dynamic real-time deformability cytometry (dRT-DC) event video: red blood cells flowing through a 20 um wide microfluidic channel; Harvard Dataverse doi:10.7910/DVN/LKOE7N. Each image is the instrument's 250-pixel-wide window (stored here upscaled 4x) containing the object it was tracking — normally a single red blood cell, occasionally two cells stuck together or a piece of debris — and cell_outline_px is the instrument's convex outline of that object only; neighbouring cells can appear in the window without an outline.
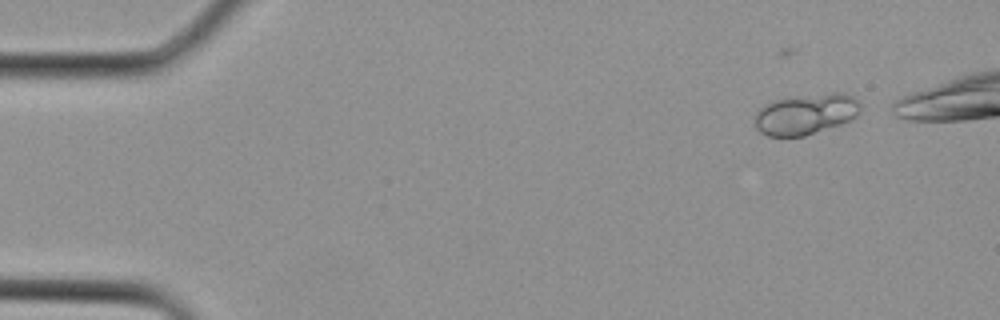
{"species": "Egyptian fruit bat (a non-hibernating species)", "species_latin": "Rousettus aegyptiacus", "temperature_condition": "cold", "stored_images_in_passage": 4, "camera_frame_rate_fps": 3000, "um_per_image_px": 0.085, "animal": {"sex": "female"}, "frame": {"image": 1, "passage_image": 1, "time_ms": 0.0, "image_size_px": [1000, 320], "cell_outline_px": [[860, 112], [852, 120], [804, 136], [768, 136], [760, 132], [756, 128], [756, 112], [764, 104], [776, 100], [832, 92], [844, 92], [852, 96], [860, 104]], "centroid_in_image_um": [68.52, 9.7], "position_along_channel_um": 16.5, "area_um2": 24.85}}